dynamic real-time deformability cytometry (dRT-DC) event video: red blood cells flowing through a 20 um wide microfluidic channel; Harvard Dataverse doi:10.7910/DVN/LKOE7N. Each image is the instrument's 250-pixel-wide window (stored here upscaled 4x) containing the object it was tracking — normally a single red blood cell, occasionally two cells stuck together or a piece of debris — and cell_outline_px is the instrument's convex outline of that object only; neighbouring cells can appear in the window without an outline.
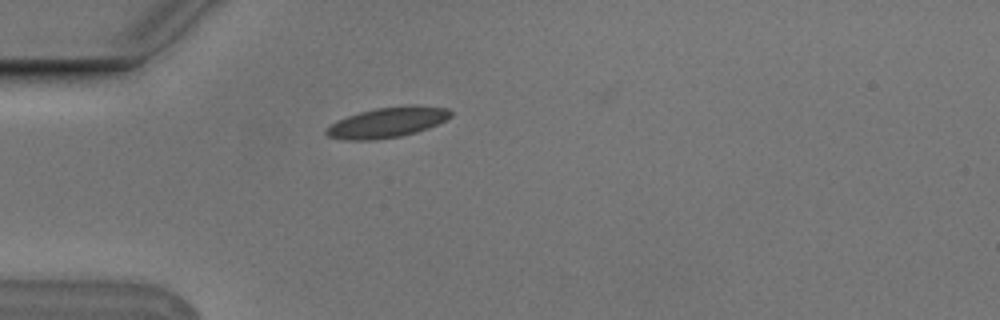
{"species": "Egyptian fruit bat (a non-hibernating species)", "species_latin": "Rousettus aegyptiacus", "temperature_condition": "cold", "stored_images_in_passage": 3, "camera_frame_rate_fps": 3000, "um_per_image_px": 0.085, "animal": {"sex": "male"}, "frame": {"image": 1, "passage_image": 2, "time_ms": 0.333, "image_size_px": [1000, 320], "cell_outline_px": [[452, 116], [428, 128], [416, 132], [400, 136], [376, 140], [344, 140], [328, 136], [324, 132], [324, 128], [336, 120], [360, 112], [376, 108], [412, 104], [416, 104], [448, 108], [452, 112]], "centroid_in_image_um": [32.9, 10.4], "position_along_channel_um": 52.1, "area_um2": 22.2}}